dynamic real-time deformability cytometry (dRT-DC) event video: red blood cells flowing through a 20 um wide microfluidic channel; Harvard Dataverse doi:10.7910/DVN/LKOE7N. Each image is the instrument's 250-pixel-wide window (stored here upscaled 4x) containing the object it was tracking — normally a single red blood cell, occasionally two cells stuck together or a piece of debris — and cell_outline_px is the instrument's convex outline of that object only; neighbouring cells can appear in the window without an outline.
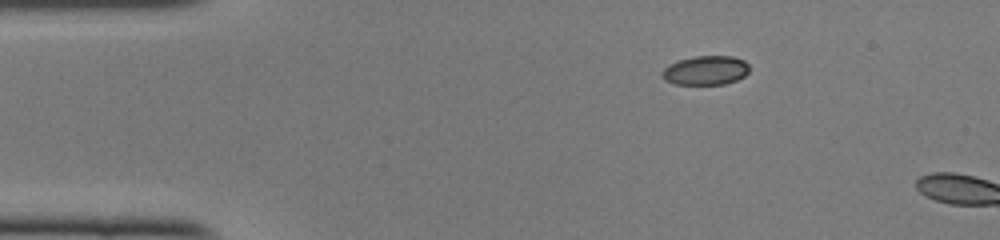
{"species": "common noctule bat (a hibernating species)", "species_latin": "Nyctalus noctula", "temperature_condition": "cold", "stored_images_in_passage": 3, "camera_frame_rate_fps": 3000, "um_per_image_px": 0.085, "animal": {"sex": "female", "body_mass_g": 22.0, "forearm_length_mm": 56.7}, "frame": {"image": 1, "passage_image": 1, "time_ms": 0.0, "image_size_px": [1000, 240], "cell_outline_px": [[748, 72], [744, 76], [736, 80], [724, 84], [672, 84], [664, 80], [660, 76], [660, 72], [668, 64], [680, 60], [696, 56], [732, 56], [744, 60], [748, 64]], "centroid_in_image_um": [59.94, 5.99], "position_along_channel_um": 25.1, "area_um2": 14.91}}